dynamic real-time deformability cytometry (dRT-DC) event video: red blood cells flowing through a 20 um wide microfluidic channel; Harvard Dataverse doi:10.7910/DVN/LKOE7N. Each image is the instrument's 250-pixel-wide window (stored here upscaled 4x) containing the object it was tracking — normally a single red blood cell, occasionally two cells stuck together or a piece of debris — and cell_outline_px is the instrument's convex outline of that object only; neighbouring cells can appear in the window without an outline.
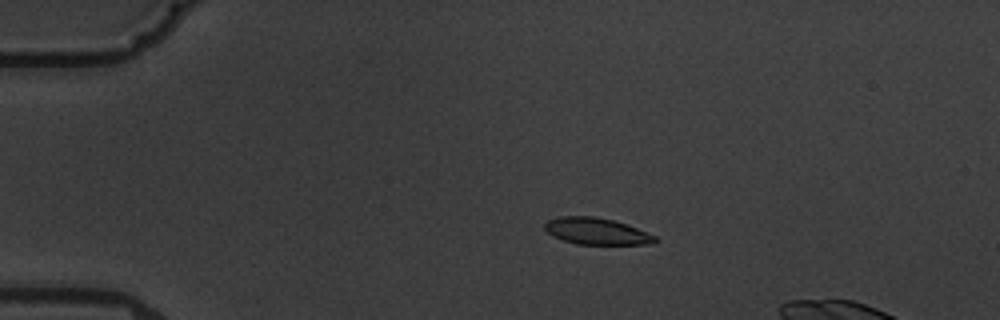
{"species": "common noctule bat (a hibernating species)", "species_latin": "Nyctalus noctula", "temperature_condition": "warm", "stored_images_in_passage": 7, "camera_frame_rate_fps": 3000, "um_per_image_px": 0.085, "animal": {"sex": "male", "body_mass_g": 19.5, "forearm_length_mm": 54.6}, "frame": {"image": 1, "passage_image": 4, "time_ms": 3.667, "image_size_px": [1000, 320], "cell_outline_px": [[660, 240], [652, 244], [576, 244], [552, 236], [544, 228], [544, 224], [548, 220], [560, 216], [592, 216], [612, 220], [636, 228], [656, 236]], "centroid_in_image_um": [50.7, 19.66], "position_along_channel_um": 34.3, "area_um2": 16.99}}